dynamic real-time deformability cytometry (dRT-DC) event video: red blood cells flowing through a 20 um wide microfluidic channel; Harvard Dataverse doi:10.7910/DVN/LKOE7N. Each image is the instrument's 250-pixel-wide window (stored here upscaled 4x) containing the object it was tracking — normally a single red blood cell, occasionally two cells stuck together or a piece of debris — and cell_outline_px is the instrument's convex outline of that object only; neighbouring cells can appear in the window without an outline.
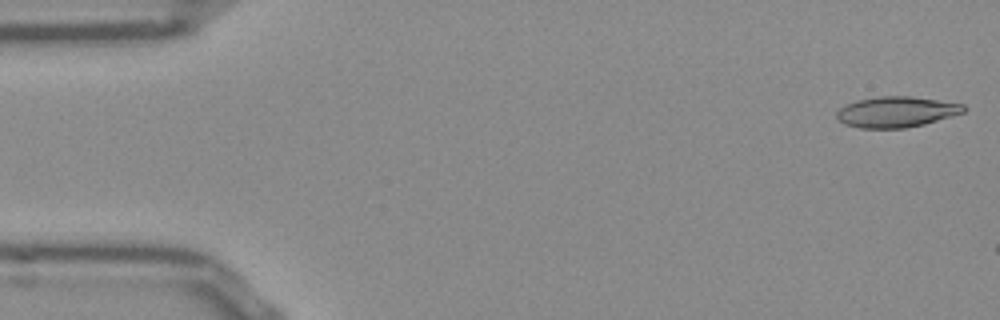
{"species": "Egyptian fruit bat (a non-hibernating species)", "species_latin": "Rousettus aegyptiacus", "temperature_condition": "room temperature", "stored_images_in_passage": 7, "camera_frame_rate_fps": 3000, "um_per_image_px": 0.085, "frame": {"image": 1, "passage_image": 1, "time_ms": 0.0, "image_size_px": [1000, 320], "cell_outline_px": [[968, 108], [964, 112], [924, 124], [904, 128], [860, 128], [844, 124], [836, 116], [836, 112], [840, 108], [856, 100], [880, 96], [912, 96], [964, 104]], "centroid_in_image_um": [76.2, 9.5], "position_along_channel_um": 8.8, "area_um2": 22.66}}